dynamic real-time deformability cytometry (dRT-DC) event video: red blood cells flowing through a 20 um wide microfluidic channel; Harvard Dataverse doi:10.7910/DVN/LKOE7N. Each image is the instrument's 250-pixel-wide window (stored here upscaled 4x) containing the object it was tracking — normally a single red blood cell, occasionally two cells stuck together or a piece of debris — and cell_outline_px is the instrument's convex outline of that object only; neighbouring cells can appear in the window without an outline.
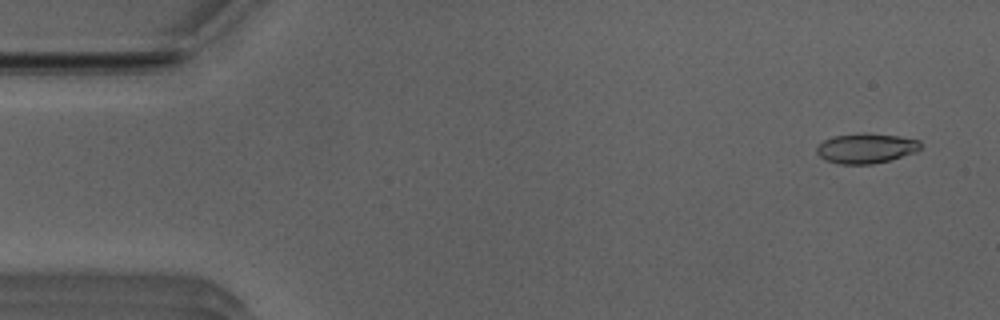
{"species": "Egyptian fruit bat (a non-hibernating species)", "species_latin": "Rousettus aegyptiacus", "temperature_condition": "room temperature", "stored_images_in_passage": 15, "camera_frame_rate_fps": 3000, "um_per_image_px": 0.085, "animal": {"sex": "male"}, "frame": {"image": 1, "passage_image": 2, "time_ms": 0.333, "image_size_px": [1000, 320], "cell_outline_px": [[920, 148], [916, 152], [888, 160], [872, 164], [840, 164], [824, 160], [816, 152], [816, 148], [824, 140], [836, 136], [900, 136], [920, 140]], "centroid_in_image_um": [73.61, 12.66], "position_along_channel_um": 11.4, "area_um2": 17.17}}
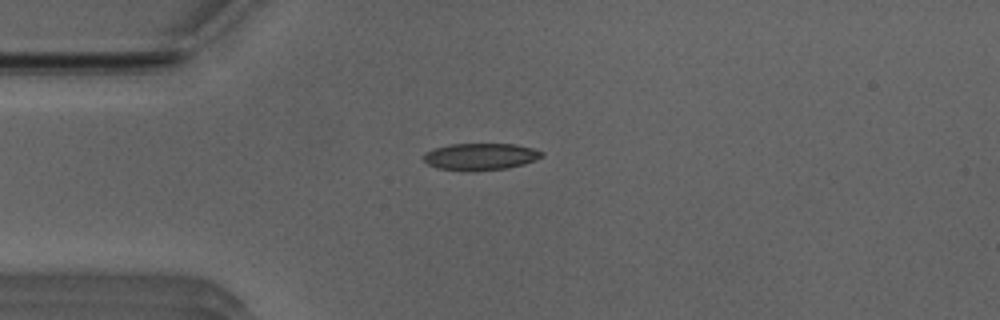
{"frame": {"image": 2, "passage_image": 12, "time_ms": 3.667, "image_size_px": [1000, 320], "cell_outline_px": [[544, 156], [524, 164], [508, 168], [476, 172], [468, 172], [436, 168], [428, 164], [424, 160], [424, 152], [432, 148], [452, 144], [512, 144], [532, 148], [544, 152]], "centroid_in_image_um": [40.81, 13.33], "position_along_channel_um": 44.2, "area_um2": 18.84}}